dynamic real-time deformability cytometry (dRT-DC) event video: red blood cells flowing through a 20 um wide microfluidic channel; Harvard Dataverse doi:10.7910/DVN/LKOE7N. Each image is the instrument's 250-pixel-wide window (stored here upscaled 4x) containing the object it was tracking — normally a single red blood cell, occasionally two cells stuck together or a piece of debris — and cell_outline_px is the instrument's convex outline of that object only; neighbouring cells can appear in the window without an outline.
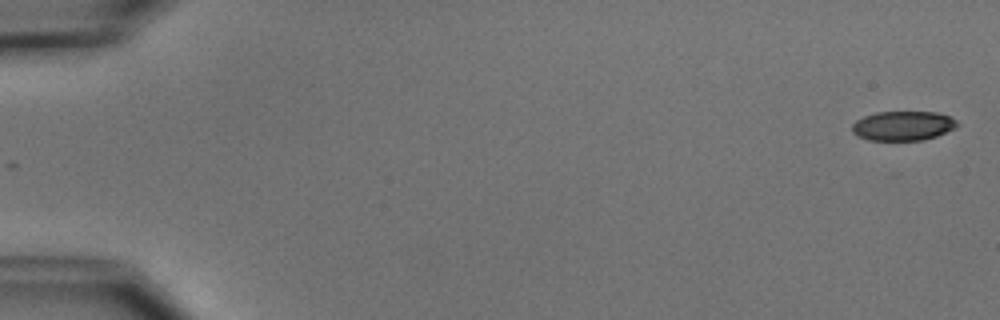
{"species": "common noctule bat (a hibernating species)", "species_latin": "Nyctalus noctula", "temperature_condition": "cold", "stored_images_in_passage": 11, "camera_frame_rate_fps": 3000, "um_per_image_px": 0.085, "animal": {"sex": "male", "body_mass_g": 15.6}, "frame": {"image": 1, "passage_image": 1, "time_ms": 0.0, "image_size_px": [1000, 320], "cell_outline_px": [[960, 124], [956, 128], [936, 136], [924, 140], [868, 140], [852, 132], [852, 124], [856, 120], [864, 116], [876, 112], [936, 112], [948, 116], [956, 120]], "centroid_in_image_um": [76.77, 10.69], "position_along_channel_um": 8.2, "area_um2": 18.03}}